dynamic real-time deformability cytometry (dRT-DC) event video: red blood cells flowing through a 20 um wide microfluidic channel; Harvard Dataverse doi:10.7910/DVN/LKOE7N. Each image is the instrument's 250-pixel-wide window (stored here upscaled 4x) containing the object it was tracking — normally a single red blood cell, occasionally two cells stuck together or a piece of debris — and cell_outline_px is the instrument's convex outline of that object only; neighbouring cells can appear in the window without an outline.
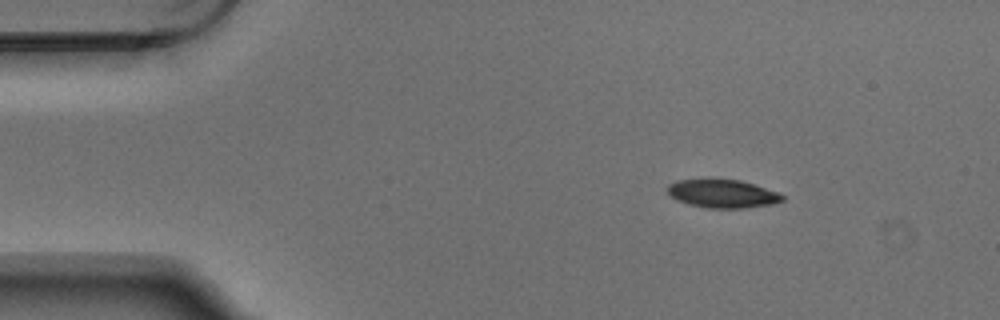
{"species": "Egyptian fruit bat (a non-hibernating species)", "species_latin": "Rousettus aegyptiacus", "temperature_condition": "warm", "stored_images_in_passage": 4, "camera_frame_rate_fps": 3000, "um_per_image_px": 0.085, "animal": {"sex": "male"}, "frame": {"image": 1, "passage_image": 2, "time_ms": 0.333, "image_size_px": [1000, 320], "cell_outline_px": [[784, 200], [772, 204], [744, 208], [708, 208], [688, 204], [676, 200], [668, 192], [668, 184], [676, 180], [740, 180], [780, 192], [784, 196]], "centroid_in_image_um": [61.44, 16.47], "position_along_channel_um": 23.6, "area_um2": 18.79}}